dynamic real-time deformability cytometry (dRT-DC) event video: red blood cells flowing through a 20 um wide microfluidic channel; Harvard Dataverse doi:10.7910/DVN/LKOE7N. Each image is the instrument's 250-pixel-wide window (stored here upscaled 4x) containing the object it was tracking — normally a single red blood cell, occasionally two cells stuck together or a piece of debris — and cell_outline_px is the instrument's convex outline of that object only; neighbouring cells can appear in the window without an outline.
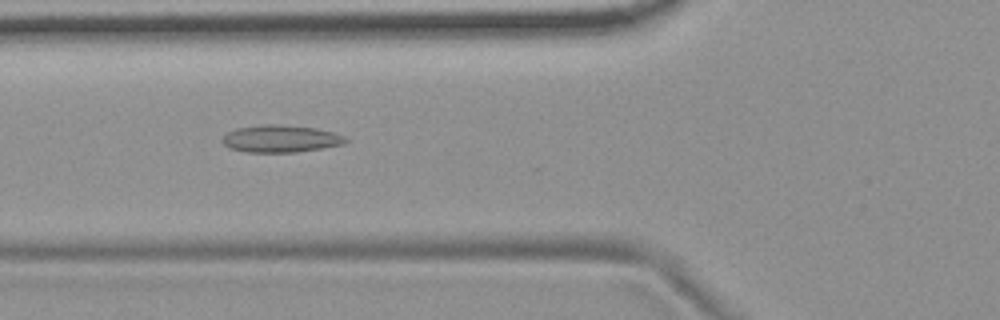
{"species": "common noctule bat (a hibernating species)", "species_latin": "Nyctalus noctula", "temperature_condition": "room temperature", "stored_images_in_passage": 53, "camera_frame_rate_fps": 3000, "um_per_image_px": 0.085, "animal": {"sex": "female", "body_mass_g": 19.9}, "frame": {"image": 1, "passage_image": 19, "time_ms": 6.0, "image_size_px": [1000, 320], "cell_outline_px": [[348, 140], [344, 144], [296, 152], [248, 152], [228, 148], [220, 140], [228, 132], [236, 128], [260, 124], [276, 124], [316, 128], [332, 132], [344, 136]], "centroid_in_image_um": [23.82, 11.78], "position_along_channel_um": 102.0, "area_um2": 19.54}}
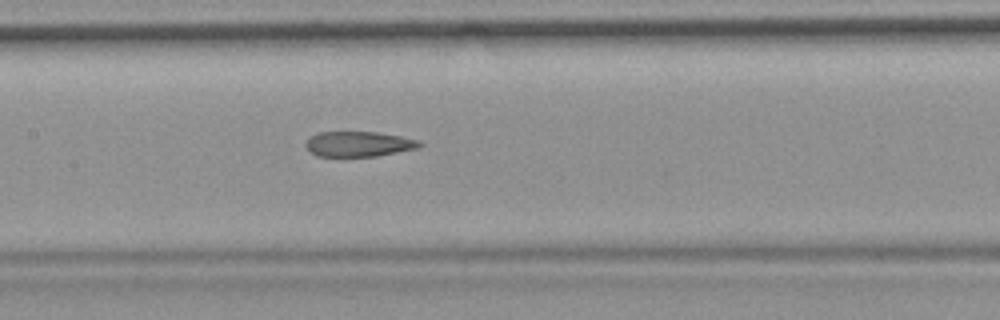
{"frame": {"image": 2, "passage_image": 25, "time_ms": 8.0, "image_size_px": [1000, 320], "cell_outline_px": [[424, 144], [416, 148], [376, 156], [316, 156], [304, 144], [308, 136], [316, 132], [376, 132], [400, 136], [416, 140]], "centroid_in_image_um": [30.42, 12.23], "position_along_channel_um": 177.0, "area_um2": 16.59}}
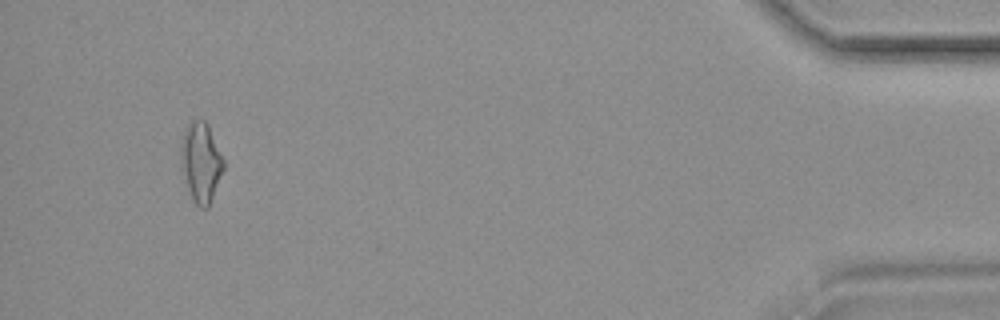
{"frame": {"image": 3, "passage_image": 50, "time_ms": 16.333, "image_size_px": [1000, 320], "cell_outline_px": [[224, 168], [208, 208], [200, 208], [192, 200], [180, 168], [180, 140], [184, 128], [192, 120], [204, 120], [208, 124], [224, 160]], "centroid_in_image_um": [17.04, 13.78], "position_along_channel_um": 418.2, "area_um2": 20.11}, "authors_computed_cell_mechanics": {"area_um2": 18.2648, "velocity_mm_per_s": 3.7312, "shape_relaxation_time_tau1_ms": null, "shape_relaxation_time_tau2_ms": 3.2585, "deformation_change_tau1": null, "deformation_change_tau2": 0.1314}}